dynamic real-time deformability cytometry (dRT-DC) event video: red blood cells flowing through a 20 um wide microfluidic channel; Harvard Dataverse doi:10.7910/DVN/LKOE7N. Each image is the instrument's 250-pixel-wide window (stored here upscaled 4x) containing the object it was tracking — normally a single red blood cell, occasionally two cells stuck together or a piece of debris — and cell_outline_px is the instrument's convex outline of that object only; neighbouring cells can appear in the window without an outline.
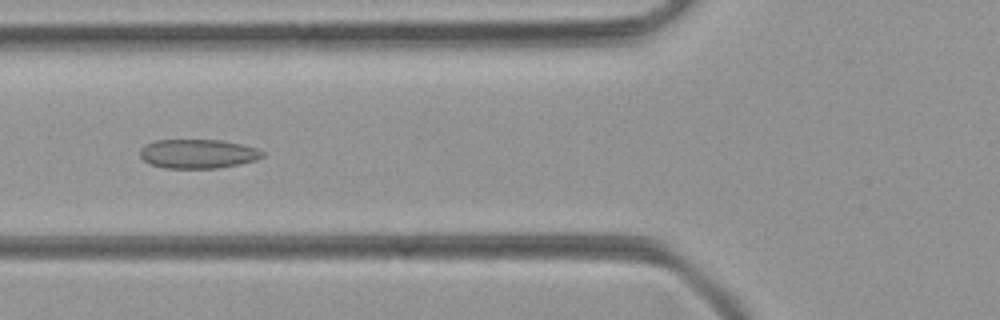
{"species": "common noctule bat (a hibernating species)", "species_latin": "Nyctalus noctula", "temperature_condition": "room temperature", "stored_images_in_passage": 50, "camera_frame_rate_fps": 3000, "um_per_image_px": 0.085, "animal": {"sex": "female", "body_mass_g": 21.9}, "frame": {"image": 1, "passage_image": 19, "time_ms": 6.0, "image_size_px": [1000, 320], "cell_outline_px": [[264, 156], [256, 160], [240, 164], [216, 168], [164, 168], [152, 164], [144, 160], [140, 156], [140, 148], [144, 144], [156, 140], [220, 140], [240, 144], [256, 148], [264, 152]], "centroid_in_image_um": [16.81, 13.07], "position_along_channel_um": 109.0, "area_um2": 20.75}}
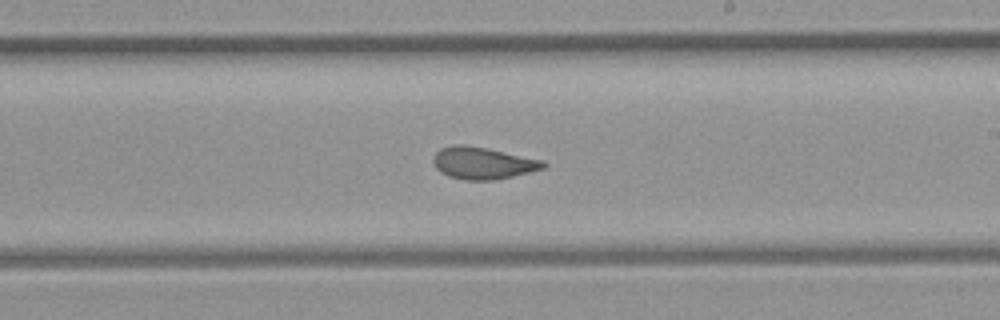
{"frame": {"image": 2, "passage_image": 29, "time_ms": 9.333, "image_size_px": [1000, 320], "cell_outline_px": [[548, 164], [544, 168], [512, 176], [492, 180], [464, 180], [448, 176], [440, 172], [436, 168], [432, 160], [436, 152], [440, 148], [452, 144], [464, 144], [544, 160]], "centroid_in_image_um": [41.0, 13.86], "position_along_channel_um": 248.0, "area_um2": 20.46}}
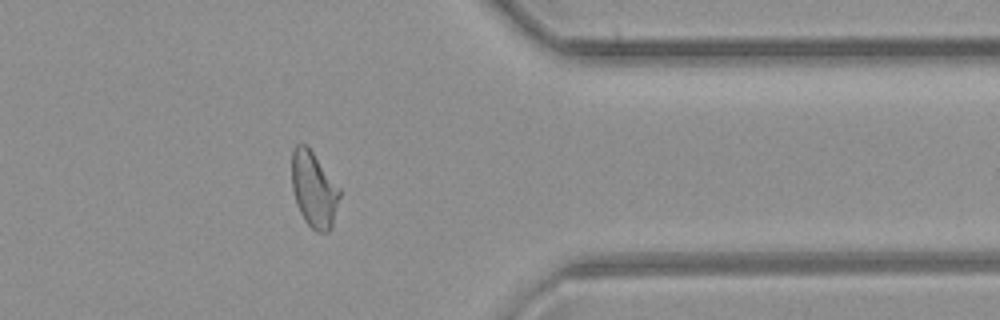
{"frame": {"image": 3, "passage_image": 40, "time_ms": 13.0, "image_size_px": [1000, 320], "cell_outline_px": [[340, 196], [332, 228], [328, 232], [316, 232], [304, 220], [296, 204], [292, 188], [292, 148], [296, 144], [304, 144], [312, 152], [340, 188]], "centroid_in_image_um": [26.68, 16.14], "position_along_channel_um": 384.7, "area_um2": 21.04}}